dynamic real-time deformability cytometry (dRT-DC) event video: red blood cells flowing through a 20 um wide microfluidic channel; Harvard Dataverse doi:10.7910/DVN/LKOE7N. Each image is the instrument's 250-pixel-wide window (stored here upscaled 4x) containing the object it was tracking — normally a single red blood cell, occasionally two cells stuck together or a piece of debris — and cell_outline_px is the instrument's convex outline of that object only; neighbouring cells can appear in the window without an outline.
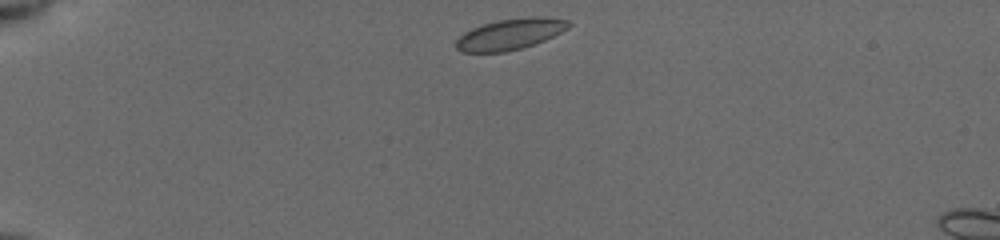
{"species": "common noctule bat (a hibernating species)", "species_latin": "Nyctalus noctula", "temperature_condition": "cold", "stored_images_in_passage": 22, "camera_frame_rate_fps": 3000, "um_per_image_px": 0.085, "animal": {"sex": "female", "body_mass_g": 19.5, "forearm_length_mm": 54.1}, "frame": {"image": 1, "passage_image": 1, "time_ms": 0.0, "image_size_px": [1000, 240], "cell_outline_px": [[572, 24], [568, 28], [544, 40], [520, 48], [504, 52], [460, 52], [456, 48], [456, 40], [464, 32], [472, 28], [484, 24], [500, 20], [532, 16], [544, 16], [568, 20]], "centroid_in_image_um": [43.36, 2.89], "position_along_channel_um": 41.6, "area_um2": 20.11}}
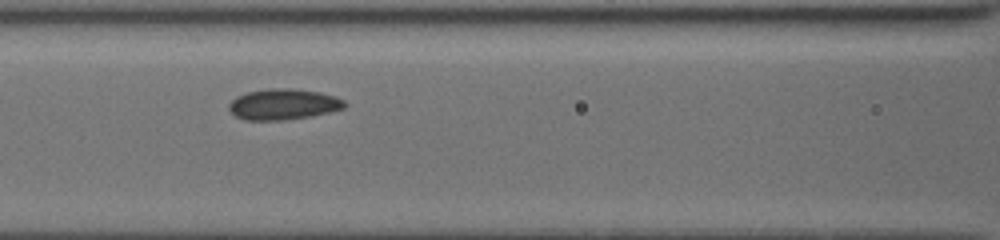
{"frame": {"image": 2, "passage_image": 11, "time_ms": 4.0, "image_size_px": [1000, 240], "cell_outline_px": [[348, 104], [344, 108], [328, 112], [308, 116], [284, 120], [244, 120], [236, 116], [228, 108], [228, 104], [236, 96], [248, 92], [268, 88], [292, 88], [320, 92], [336, 96], [344, 100]], "centroid_in_image_um": [24.08, 8.85], "position_along_channel_um": 142.5, "area_um2": 20.81}}
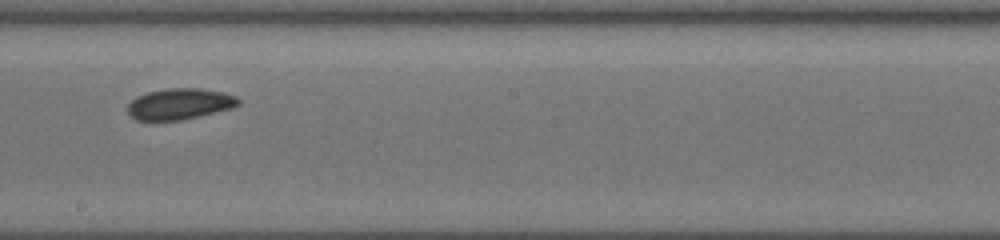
{"frame": {"image": 3, "passage_image": 19, "time_ms": 6.333, "image_size_px": [1000, 240], "cell_outline_px": [[240, 104], [232, 108], [200, 116], [180, 120], [136, 120], [128, 116], [128, 104], [136, 96], [148, 92], [168, 88], [200, 88], [224, 92], [236, 96], [240, 100]], "centroid_in_image_um": [15.27, 8.83], "position_along_channel_um": 232.9, "area_um2": 20.17}}